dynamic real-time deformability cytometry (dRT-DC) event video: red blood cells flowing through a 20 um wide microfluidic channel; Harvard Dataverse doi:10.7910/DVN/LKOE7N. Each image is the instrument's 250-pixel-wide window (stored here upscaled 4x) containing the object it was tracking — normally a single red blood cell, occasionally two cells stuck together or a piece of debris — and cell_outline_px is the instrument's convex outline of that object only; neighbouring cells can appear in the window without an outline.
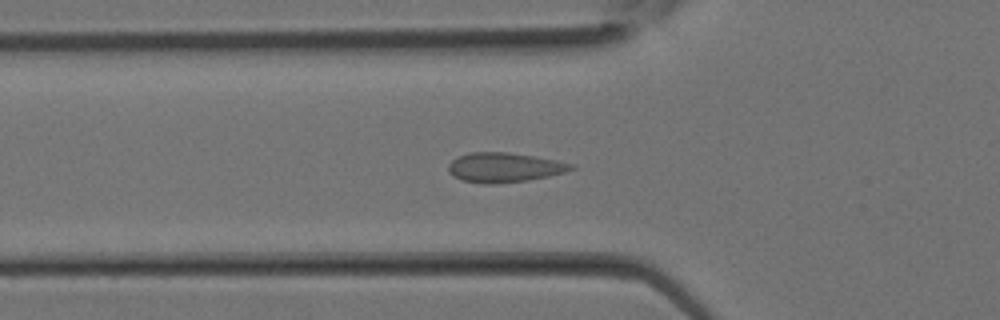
{"species": "Egyptian fruit bat (a non-hibernating species)", "species_latin": "Rousettus aegyptiacus", "temperature_condition": "room temperature", "stored_images_in_passage": 23, "camera_frame_rate_fps": 3000, "um_per_image_px": 0.085, "animal": {"sex": "female"}, "frame": {"image": 1, "passage_image": 3, "time_ms": 0.667, "image_size_px": [1000, 320], "cell_outline_px": [[576, 168], [564, 172], [548, 176], [528, 180], [492, 184], [484, 184], [460, 180], [452, 176], [448, 172], [448, 164], [456, 156], [472, 152], [508, 152], [556, 160], [572, 164]], "centroid_in_image_um": [42.8, 14.23], "position_along_channel_um": 83.0, "area_um2": 21.21}}
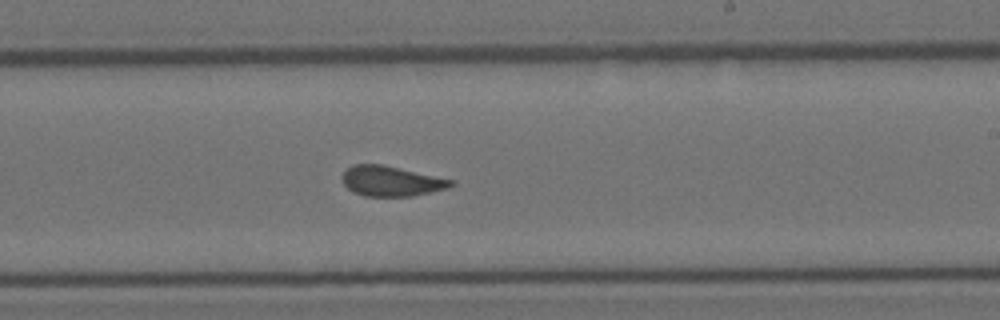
{"frame": {"image": 2, "passage_image": 11, "time_ms": 3.333, "image_size_px": [1000, 320], "cell_outline_px": [[456, 184], [448, 188], [432, 192], [412, 196], [364, 196], [352, 192], [344, 184], [340, 176], [352, 164], [384, 164], [452, 180]], "centroid_in_image_um": [33.23, 15.39], "position_along_channel_um": 255.8, "area_um2": 19.19}}
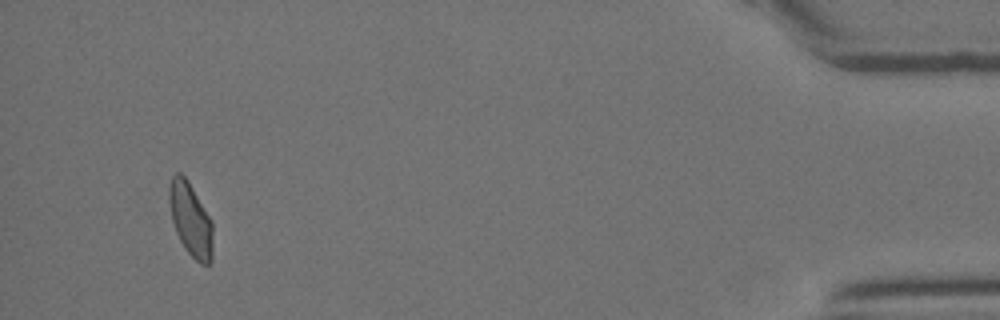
{"frame": {"image": 3, "passage_image": 22, "time_ms": 7.0, "image_size_px": [1000, 320], "cell_outline_px": [[212, 260], [208, 264], [200, 264], [184, 248], [176, 232], [172, 220], [168, 200], [168, 192], [172, 176], [176, 172], [180, 172], [188, 180], [212, 220]], "centroid_in_image_um": [16.19, 18.64], "position_along_channel_um": 419.0, "area_um2": 18.73}}